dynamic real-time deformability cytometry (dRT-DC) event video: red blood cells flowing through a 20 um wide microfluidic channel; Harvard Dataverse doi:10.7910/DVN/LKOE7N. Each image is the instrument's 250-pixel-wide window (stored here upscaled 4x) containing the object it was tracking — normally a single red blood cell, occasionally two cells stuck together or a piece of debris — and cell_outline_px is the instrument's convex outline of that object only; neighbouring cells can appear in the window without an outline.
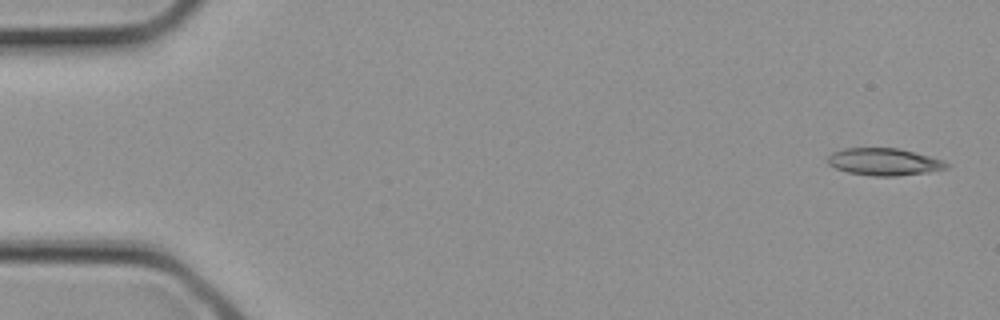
{"species": "common noctule bat (a hibernating species)", "species_latin": "Nyctalus noctula", "temperature_condition": "cold", "stored_images_in_passage": 3, "camera_frame_rate_fps": 3000, "um_per_image_px": 0.085, "animal": {"sex": "female", "body_mass_g": 21.9}, "frame": {"image": 1, "passage_image": 3, "time_ms": 0.667, "image_size_px": [1000, 320], "cell_outline_px": [[952, 164], [948, 168], [928, 172], [896, 176], [872, 176], [848, 172], [836, 168], [828, 164], [828, 156], [832, 152], [844, 148], [896, 148], [944, 160]], "centroid_in_image_um": [75.16, 13.76], "position_along_channel_um": 9.8, "area_um2": 18.79}}